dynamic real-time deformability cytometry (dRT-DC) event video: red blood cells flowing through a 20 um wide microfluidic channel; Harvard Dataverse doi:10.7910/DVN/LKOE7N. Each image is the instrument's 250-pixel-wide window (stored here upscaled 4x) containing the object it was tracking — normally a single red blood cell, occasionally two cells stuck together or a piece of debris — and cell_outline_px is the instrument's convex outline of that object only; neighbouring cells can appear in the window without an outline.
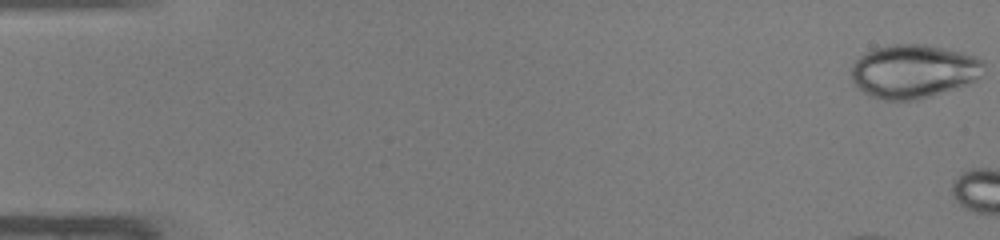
{"species": "common noctule bat (a hibernating species)", "species_latin": "Nyctalus noctula", "temperature_condition": "warm", "stored_images_in_passage": 5, "camera_frame_rate_fps": 3000, "um_per_image_px": 0.085, "animal": {"sex": "male", "body_mass_g": 19.0, "forearm_length_mm": 50.8}, "frame": {"image": 1, "passage_image": 1, "time_ms": 0.0, "image_size_px": [1000, 240], "cell_outline_px": [[984, 64], [980, 76], [976, 80], [956, 88], [932, 96], [916, 100], [884, 100], [868, 96], [856, 88], [852, 84], [852, 64], [864, 52], [876, 48], [892, 44], [924, 44], [964, 52], [976, 56], [984, 60]], "centroid_in_image_um": [77.63, 6.06], "position_along_channel_um": 7.4, "area_um2": 41.85}}